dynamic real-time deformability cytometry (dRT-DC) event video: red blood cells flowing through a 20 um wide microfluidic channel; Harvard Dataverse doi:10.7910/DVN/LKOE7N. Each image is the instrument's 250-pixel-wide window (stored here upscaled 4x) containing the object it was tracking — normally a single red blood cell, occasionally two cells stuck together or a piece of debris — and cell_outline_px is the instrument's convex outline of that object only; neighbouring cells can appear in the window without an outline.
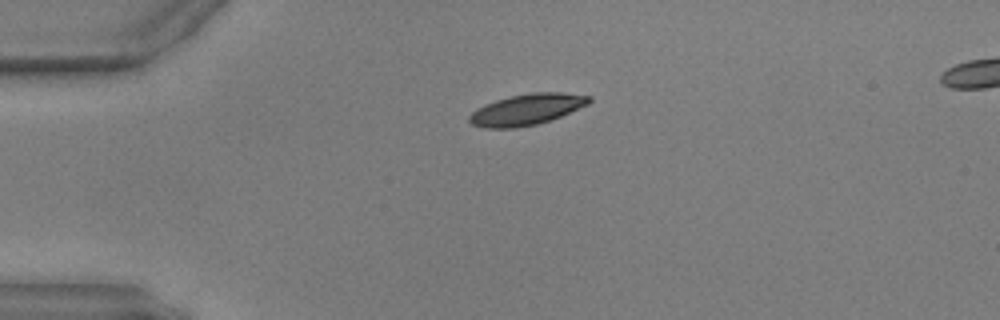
{"species": "common noctule bat (a hibernating species)", "species_latin": "Nyctalus noctula", "temperature_condition": "warm", "stored_images_in_passage": 6, "camera_frame_rate_fps": 3000, "um_per_image_px": 0.085, "animal": {"sex": "male", "body_mass_g": 17.9, "forearm_length_mm": 54.2}, "frame": {"image": 1, "passage_image": 2, "time_ms": 0.333, "image_size_px": [1000, 320], "cell_outline_px": [[588, 100], [564, 112], [540, 120], [524, 124], [500, 124], [524, 96], [568, 96]], "centroid_in_image_um": [45.92, 9.22], "position_along_channel_um": 39.1, "area_um2": 10.35}}